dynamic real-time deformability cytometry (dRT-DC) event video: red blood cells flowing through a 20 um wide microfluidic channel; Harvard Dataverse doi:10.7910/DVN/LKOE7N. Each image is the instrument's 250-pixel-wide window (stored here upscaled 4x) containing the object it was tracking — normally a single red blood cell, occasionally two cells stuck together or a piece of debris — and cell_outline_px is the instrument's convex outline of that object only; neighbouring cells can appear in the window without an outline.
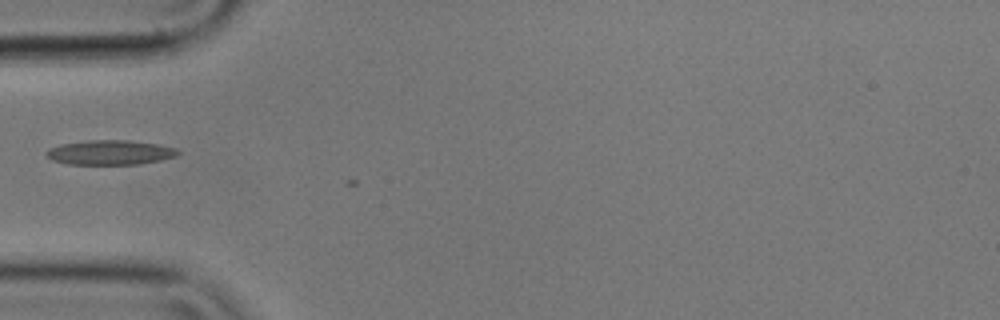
{"species": "common noctule bat (a hibernating species)", "species_latin": "Nyctalus noctula", "temperature_condition": "cold", "stored_images_in_passage": 15, "camera_frame_rate_fps": 3000, "um_per_image_px": 0.085, "animal": {"sex": "male", "body_mass_g": 17.9}, "frame": {"image": 1, "passage_image": 2, "time_ms": 0.333, "image_size_px": [1000, 320], "cell_outline_px": [[180, 152], [176, 156], [160, 160], [136, 164], [68, 164], [52, 160], [44, 152], [48, 148], [60, 144], [88, 140], [128, 140], [160, 144], [176, 148]], "centroid_in_image_um": [9.35, 12.95], "position_along_channel_um": 75.7, "area_um2": 18.9}}
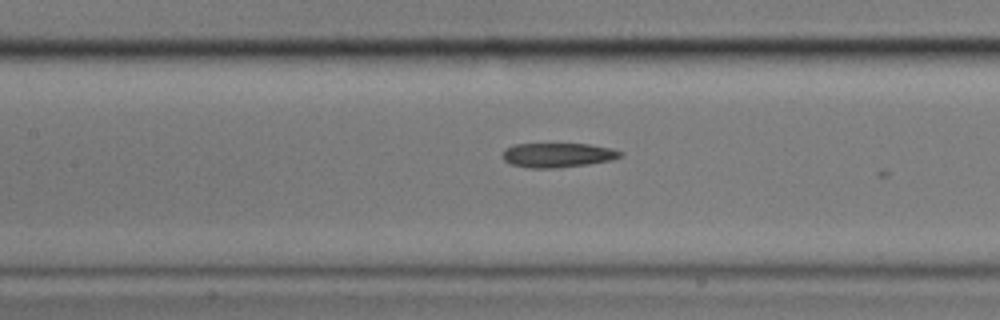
{"frame": {"image": 2, "passage_image": 9, "time_ms": 2.667, "image_size_px": [1000, 320], "cell_outline_px": [[624, 156], [612, 160], [588, 164], [556, 168], [528, 168], [508, 164], [500, 156], [504, 148], [516, 144], [588, 144], [612, 148], [624, 152]], "centroid_in_image_um": [47.39, 13.19], "position_along_channel_um": 160.0, "area_um2": 17.11}}
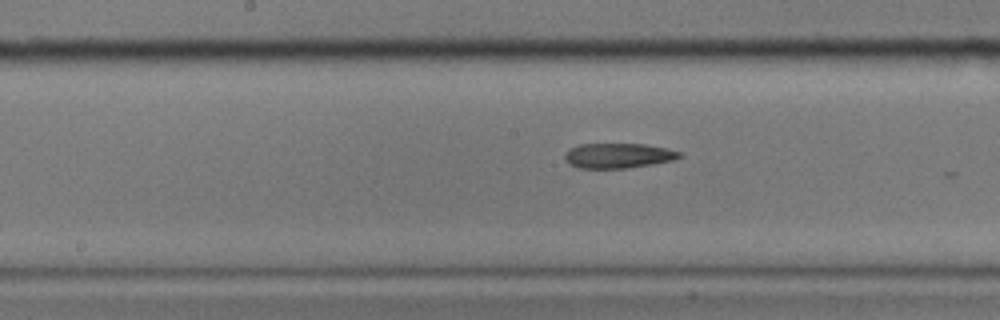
{"frame": {"image": 3, "passage_image": 12, "time_ms": 3.667, "image_size_px": [1000, 320], "cell_outline_px": [[684, 156], [676, 160], [652, 164], [624, 168], [580, 168], [568, 164], [564, 156], [572, 148], [580, 144], [644, 144], [668, 148], [680, 152]], "centroid_in_image_um": [52.61, 13.23], "position_along_channel_um": 195.6, "area_um2": 16.65}}